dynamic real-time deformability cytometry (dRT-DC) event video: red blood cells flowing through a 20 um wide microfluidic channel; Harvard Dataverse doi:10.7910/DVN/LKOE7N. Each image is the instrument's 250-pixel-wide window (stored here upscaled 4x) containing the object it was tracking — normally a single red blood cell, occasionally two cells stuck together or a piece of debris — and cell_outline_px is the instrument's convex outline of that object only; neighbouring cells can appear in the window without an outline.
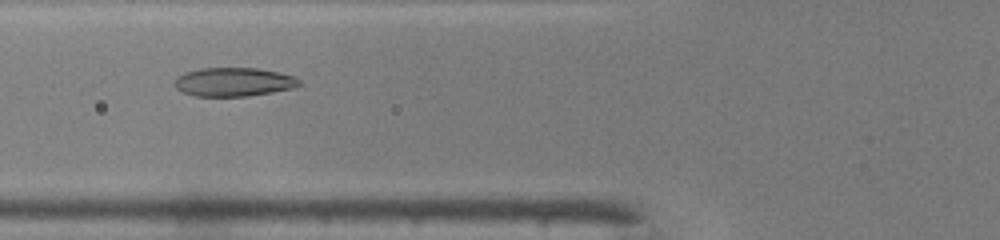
{"species": "common noctule bat (a hibernating species)", "species_latin": "Nyctalus noctula", "temperature_condition": "warm", "stored_images_in_passage": 39, "camera_frame_rate_fps": 3000, "um_per_image_px": 0.085, "animal": {"sex": "male", "body_mass_g": 19.0, "forearm_length_mm": 50.8}, "frame": {"image": 1, "passage_image": 10, "time_ms": 3.0, "image_size_px": [1000, 240], "cell_outline_px": [[300, 84], [292, 88], [272, 92], [248, 96], [196, 96], [184, 92], [176, 88], [176, 76], [184, 72], [200, 68], [260, 68], [292, 76], [300, 80]], "centroid_in_image_um": [19.84, 6.96], "position_along_channel_um": 106.0, "area_um2": 20.69}}
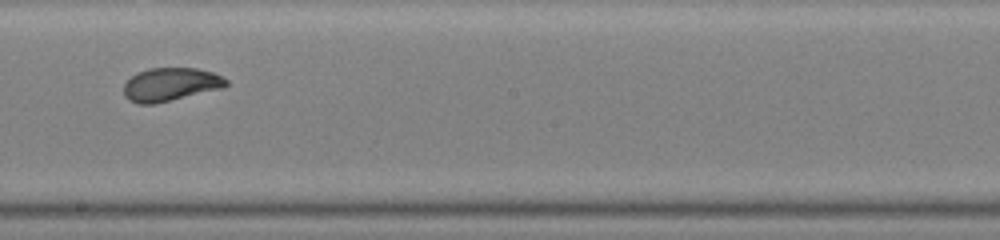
{"frame": {"image": 2, "passage_image": 19, "time_ms": 6.0, "image_size_px": [1000, 240], "cell_outline_px": [[228, 84], [224, 88], [156, 104], [140, 104], [128, 100], [124, 96], [124, 84], [132, 76], [148, 68], [196, 68], [212, 72], [228, 80]], "centroid_in_image_um": [14.5, 7.19], "position_along_channel_um": 233.7, "area_um2": 19.94}}
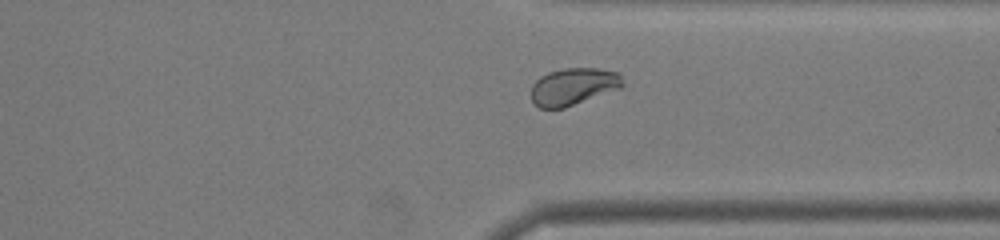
{"frame": {"image": 3, "passage_image": 28, "time_ms": 9.0, "image_size_px": [1000, 240], "cell_outline_px": [[624, 84], [620, 88], [564, 108], [540, 108], [532, 100], [532, 84], [540, 76], [548, 72], [564, 68], [600, 68], [620, 72]], "centroid_in_image_um": [48.75, 7.33], "position_along_channel_um": 362.6, "area_um2": 19.83}, "authors_computed_cell_mechanics": {"area_um2": 20.2878, "velocity_mm_per_s": 4.269, "shape_relaxation_time_tau1_ms": 5.8284, "shape_relaxation_time_tau2_ms": null, "deformation_change_tau1": 0.2119, "deformation_change_tau2": null}}